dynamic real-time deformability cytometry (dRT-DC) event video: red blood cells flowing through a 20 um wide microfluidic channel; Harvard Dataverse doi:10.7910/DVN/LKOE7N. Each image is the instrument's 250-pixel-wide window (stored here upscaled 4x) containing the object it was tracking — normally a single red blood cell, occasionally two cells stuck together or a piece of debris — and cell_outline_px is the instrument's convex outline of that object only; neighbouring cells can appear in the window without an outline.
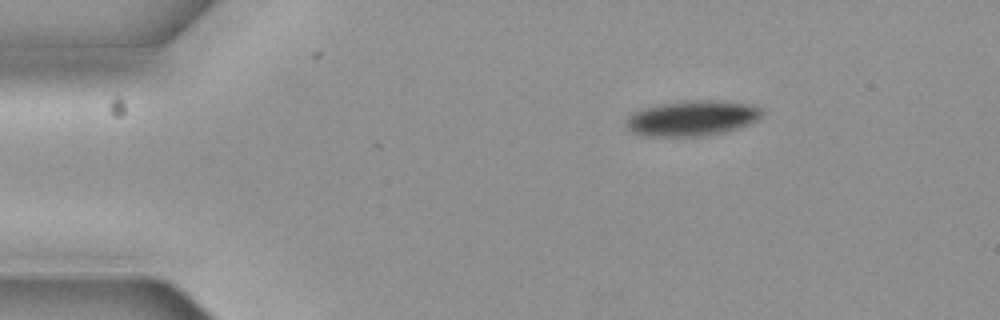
{"species": "common noctule bat (a hibernating species)", "species_latin": "Nyctalus noctula", "temperature_condition": "cold", "stored_images_in_passage": 3, "camera_frame_rate_fps": 3000, "um_per_image_px": 0.085, "animal": {"sex": "female", "body_mass_g": 19.3, "forearm_length_mm": 54.1}, "frame": {"image": 1, "passage_image": 1, "time_ms": 0.0, "image_size_px": [1000, 320], "cell_outline_px": [[764, 112], [756, 120], [748, 124], [724, 132], [696, 136], [652, 136], [632, 132], [628, 128], [624, 120], [628, 116], [644, 108], [660, 104], [684, 100], [720, 100], [752, 104], [764, 108]], "centroid_in_image_um": [58.86, 10.02], "position_along_channel_um": 26.1, "area_um2": 27.92}}
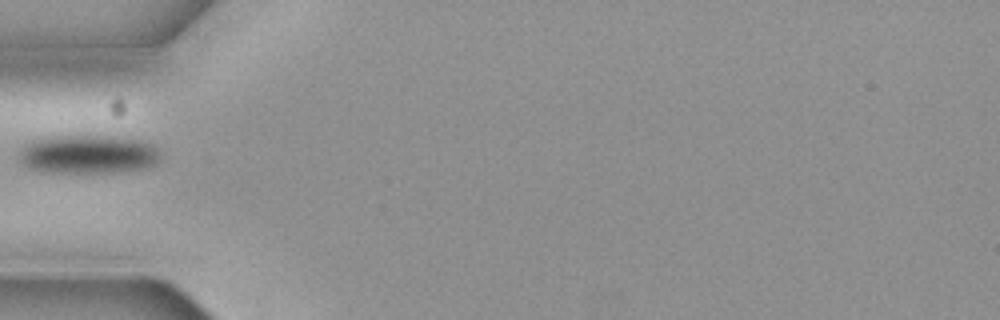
{"frame": {"image": 2, "passage_image": 3, "time_ms": 0.667, "image_size_px": [1000, 320], "cell_outline_px": [[160, 156], [156, 164], [144, 168], [116, 172], [52, 172], [32, 168], [24, 164], [20, 160], [20, 152], [32, 140], [56, 136], [104, 136], [140, 140], [152, 144], [160, 152]], "centroid_in_image_um": [7.55, 13.11], "position_along_channel_um": 77.5, "area_um2": 31.27}}